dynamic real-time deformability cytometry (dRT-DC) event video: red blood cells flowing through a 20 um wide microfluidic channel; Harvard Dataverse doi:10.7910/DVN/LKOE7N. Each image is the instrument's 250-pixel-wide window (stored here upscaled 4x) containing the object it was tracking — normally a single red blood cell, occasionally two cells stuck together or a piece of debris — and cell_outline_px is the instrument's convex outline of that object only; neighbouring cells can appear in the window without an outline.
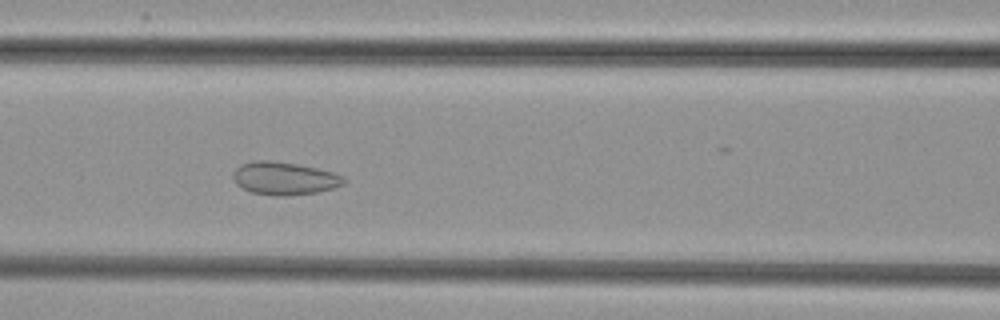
{"species": "common noctule bat (a hibernating species)", "species_latin": "Nyctalus noctula", "temperature_condition": "cold", "stored_images_in_passage": 46, "camera_frame_rate_fps": 3000, "um_per_image_px": 0.085, "animal": {"sex": "female", "body_mass_g": 29.2, "forearm_length_mm": 56.3}, "frame": {"image": 1, "passage_image": 16, "time_ms": 5.0, "image_size_px": [1000, 320], "cell_outline_px": [[348, 180], [344, 184], [332, 188], [316, 192], [284, 196], [276, 196], [252, 192], [236, 184], [232, 176], [232, 172], [240, 164], [256, 160], [268, 160], [300, 164], [332, 172], [344, 176]], "centroid_in_image_um": [24.17, 15.15], "position_along_channel_um": 142.4, "area_um2": 21.27}}
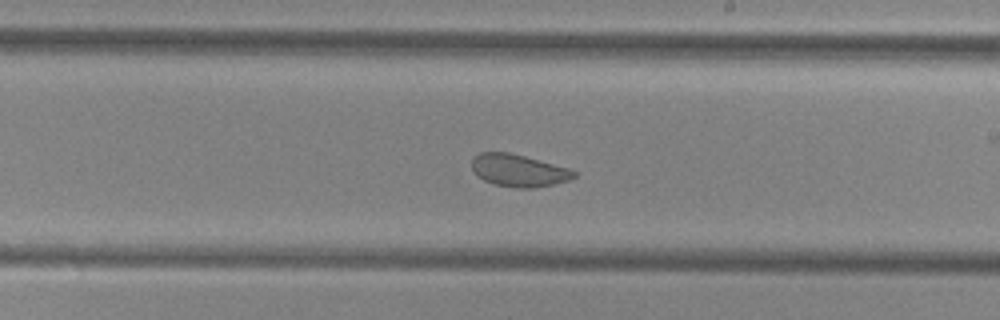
{"frame": {"image": 2, "passage_image": 24, "time_ms": 7.667, "image_size_px": [1000, 320], "cell_outline_px": [[576, 176], [568, 180], [552, 184], [532, 188], [516, 188], [496, 184], [484, 180], [472, 168], [472, 160], [480, 152], [508, 152], [524, 156], [568, 168], [576, 172]], "centroid_in_image_um": [44.09, 14.49], "position_along_channel_um": 244.9, "area_um2": 18.79}}
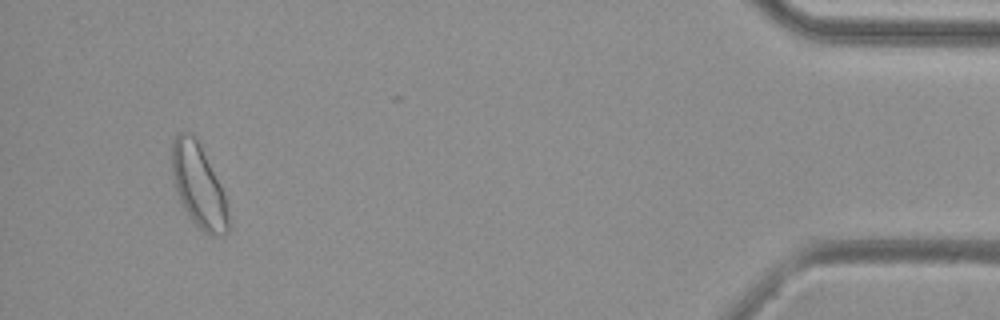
{"frame": {"image": 3, "passage_image": 43, "time_ms": 14.0, "image_size_px": [1000, 320], "cell_outline_px": [[228, 232], [220, 236], [212, 236], [204, 232], [192, 220], [184, 208], [176, 192], [172, 176], [172, 140], [180, 132], [192, 132], [220, 184], [224, 192], [228, 212]], "centroid_in_image_um": [16.87, 15.81], "position_along_channel_um": 418.3, "area_um2": 26.99}}